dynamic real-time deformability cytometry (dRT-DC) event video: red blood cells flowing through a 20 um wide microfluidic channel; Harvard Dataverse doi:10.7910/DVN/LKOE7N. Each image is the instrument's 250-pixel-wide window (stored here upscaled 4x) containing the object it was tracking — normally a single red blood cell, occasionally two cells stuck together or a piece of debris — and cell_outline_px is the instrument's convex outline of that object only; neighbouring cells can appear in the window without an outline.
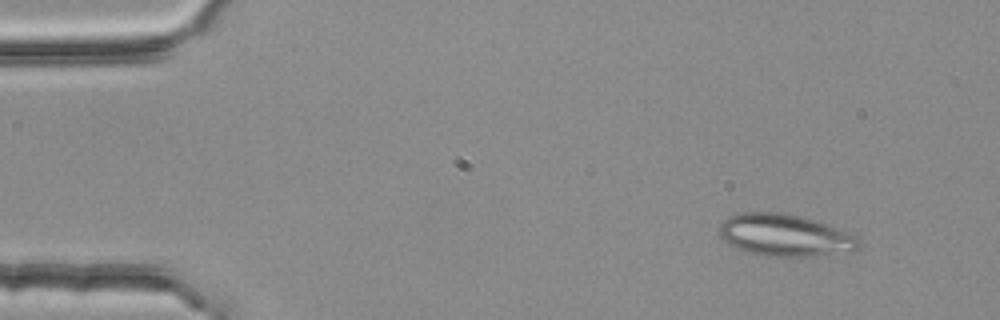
{"species": "common noctule bat (a hibernating species)", "species_latin": "Nyctalus noctula", "temperature_condition": "room temperature", "stored_images_in_passage": 3, "camera_frame_rate_fps": 3000, "um_per_image_px": 0.085, "animal": {"sex": "female", "body_mass_g": 25.1}, "frame": {"image": 1, "passage_image": 1, "time_ms": 0.0, "image_size_px": [1000, 320], "cell_outline_px": [[864, 244], [860, 248], [812, 256], [764, 256], [748, 252], [736, 248], [728, 244], [720, 236], [720, 224], [728, 216], [744, 212], [780, 212], [800, 216], [836, 228], [856, 236]], "centroid_in_image_um": [66.67, 19.99], "position_along_channel_um": 18.3, "area_um2": 33.76}}